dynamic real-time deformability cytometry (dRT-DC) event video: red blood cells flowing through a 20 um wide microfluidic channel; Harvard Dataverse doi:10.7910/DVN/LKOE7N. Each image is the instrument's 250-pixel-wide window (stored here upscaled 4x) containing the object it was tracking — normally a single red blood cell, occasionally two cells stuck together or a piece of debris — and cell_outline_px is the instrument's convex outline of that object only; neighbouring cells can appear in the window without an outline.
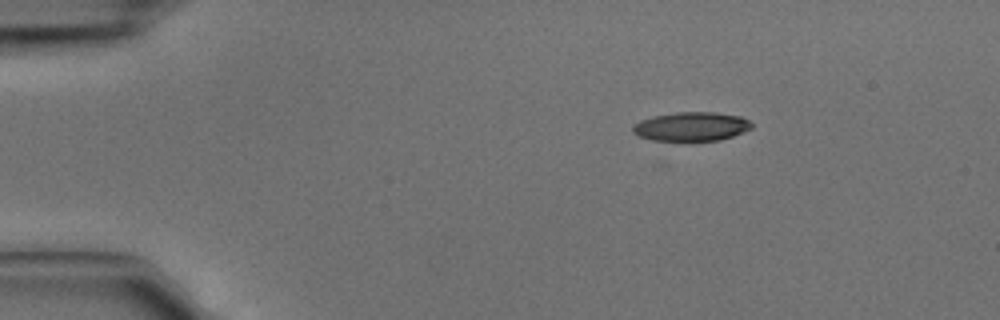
{"species": "common noctule bat (a hibernating species)", "species_latin": "Nyctalus noctula", "temperature_condition": "cold", "stored_images_in_passage": 5, "camera_frame_rate_fps": 3000, "um_per_image_px": 0.085, "animal": {"sex": "male", "body_mass_g": 15.6}, "frame": {"image": 1, "passage_image": 4, "time_ms": 1.0, "image_size_px": [1000, 320], "cell_outline_px": [[752, 128], [744, 132], [720, 140], [688, 144], [652, 140], [640, 136], [632, 132], [632, 128], [640, 120], [652, 116], [676, 112], [712, 112], [740, 116], [748, 120], [752, 124]], "centroid_in_image_um": [58.75, 10.8], "position_along_channel_um": 26.2, "area_um2": 20.87}}